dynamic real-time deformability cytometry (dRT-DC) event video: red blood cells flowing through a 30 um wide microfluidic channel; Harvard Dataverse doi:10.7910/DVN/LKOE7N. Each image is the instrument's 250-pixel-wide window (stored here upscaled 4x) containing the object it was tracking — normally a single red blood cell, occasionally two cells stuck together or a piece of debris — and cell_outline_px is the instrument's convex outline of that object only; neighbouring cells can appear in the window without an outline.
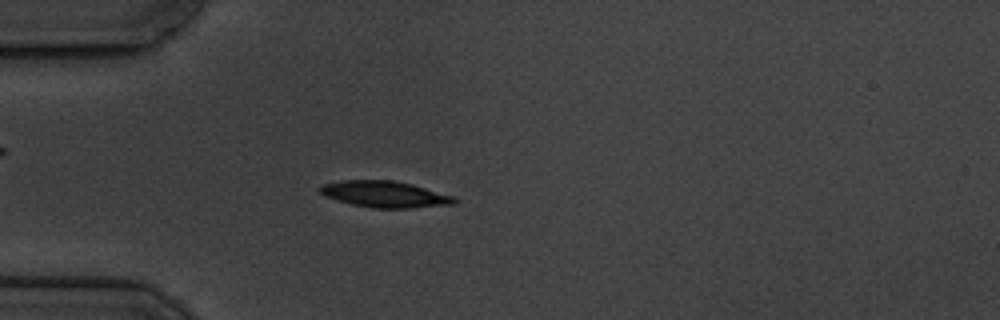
{"species": "common noctule bat (a hibernating species)", "species_latin": "Nyctalus noctula", "temperature_condition": "cold", "stored_images_in_passage": 42, "camera_frame_rate_fps": 3000, "um_per_image_px": 0.085, "animal": {"sex": "male", "body_mass_g": 19.5, "forearm_length_mm": 54.6}, "frame": {"image": 1, "passage_image": 1, "time_ms": 0.0, "image_size_px": [1000, 320], "cell_outline_px": [[456, 200], [452, 204], [412, 208], [372, 208], [352, 204], [336, 200], [324, 196], [320, 192], [320, 188], [324, 184], [344, 180], [392, 180], [412, 184], [456, 196]], "centroid_in_image_um": [32.73, 16.51], "position_along_channel_um": 52.3, "area_um2": 20.58}}
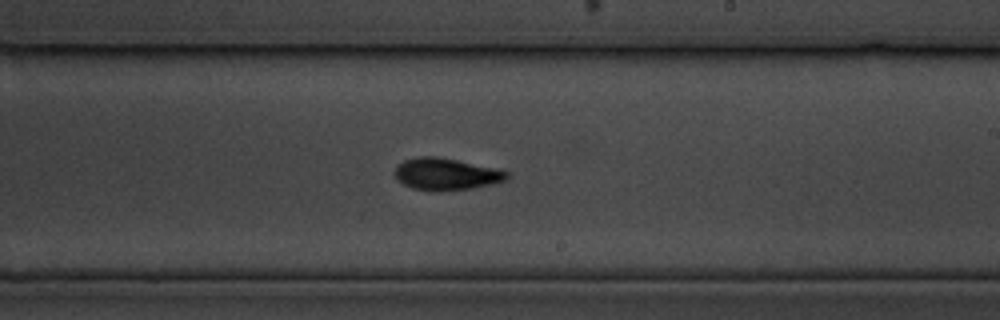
{"frame": {"image": 2, "passage_image": 19, "time_ms": 6.0, "image_size_px": [1000, 320], "cell_outline_px": [[508, 176], [504, 180], [492, 184], [472, 188], [432, 192], [412, 188], [396, 180], [396, 168], [404, 160], [420, 156], [436, 156], [496, 168], [508, 172]], "centroid_in_image_um": [37.9, 14.81], "position_along_channel_um": 251.1, "area_um2": 20.69}}
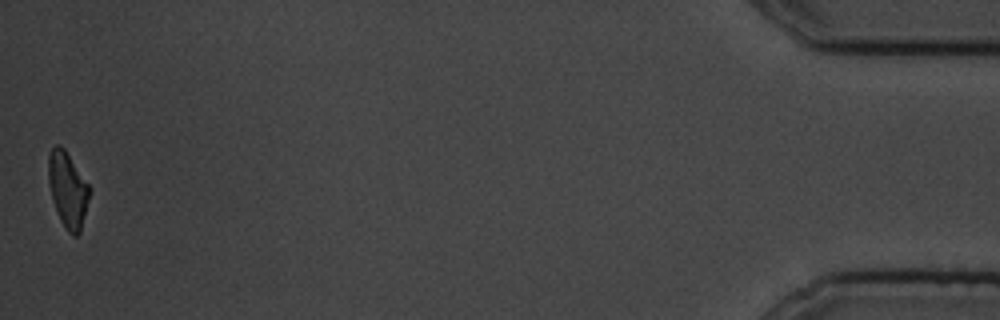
{"frame": {"image": 3, "passage_image": 42, "time_ms": 13.667, "image_size_px": [1000, 320], "cell_outline_px": [[92, 188], [80, 232], [76, 236], [72, 236], [68, 232], [60, 220], [52, 200], [48, 180], [48, 152], [56, 144], [60, 144], [64, 148]], "centroid_in_image_um": [5.76, 16.1], "position_along_channel_um": 429.4, "area_um2": 18.32}, "authors_computed_cell_mechanics": {"area_um2": 19.9988, "velocity_mm_per_s": 3.4881, "shape_relaxation_time_tau1_ms": 2.4283, "shape_relaxation_time_tau2_ms": 6.1582, "deformation_change_tau1": 0.1366, "deformation_change_tau2": 0.1205}}